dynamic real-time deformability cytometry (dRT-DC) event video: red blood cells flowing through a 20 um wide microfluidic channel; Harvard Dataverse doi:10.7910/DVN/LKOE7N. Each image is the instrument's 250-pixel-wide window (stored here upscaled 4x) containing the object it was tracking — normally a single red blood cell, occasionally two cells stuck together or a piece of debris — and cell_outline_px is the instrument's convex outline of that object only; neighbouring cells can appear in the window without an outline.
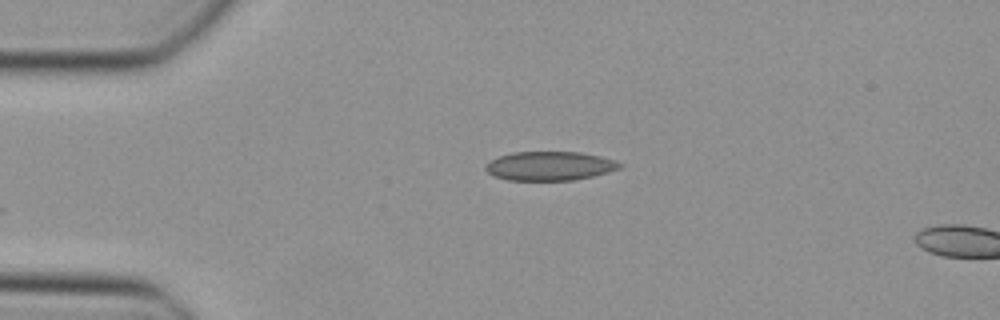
{"species": "Egyptian fruit bat (a non-hibernating species)", "species_latin": "Rousettus aegyptiacus", "temperature_condition": "cold", "stored_images_in_passage": 3, "camera_frame_rate_fps": 3000, "um_per_image_px": 0.085, "animal": {"sex": "female"}, "frame": {"image": 1, "passage_image": 1, "time_ms": 0.0, "image_size_px": [1000, 320], "cell_outline_px": [[624, 164], [620, 168], [608, 172], [592, 176], [572, 180], [508, 180], [492, 176], [484, 168], [492, 160], [500, 156], [512, 152], [580, 152], [600, 156]], "centroid_in_image_um": [46.72, 14.11], "position_along_channel_um": 38.3, "area_um2": 22.48}}